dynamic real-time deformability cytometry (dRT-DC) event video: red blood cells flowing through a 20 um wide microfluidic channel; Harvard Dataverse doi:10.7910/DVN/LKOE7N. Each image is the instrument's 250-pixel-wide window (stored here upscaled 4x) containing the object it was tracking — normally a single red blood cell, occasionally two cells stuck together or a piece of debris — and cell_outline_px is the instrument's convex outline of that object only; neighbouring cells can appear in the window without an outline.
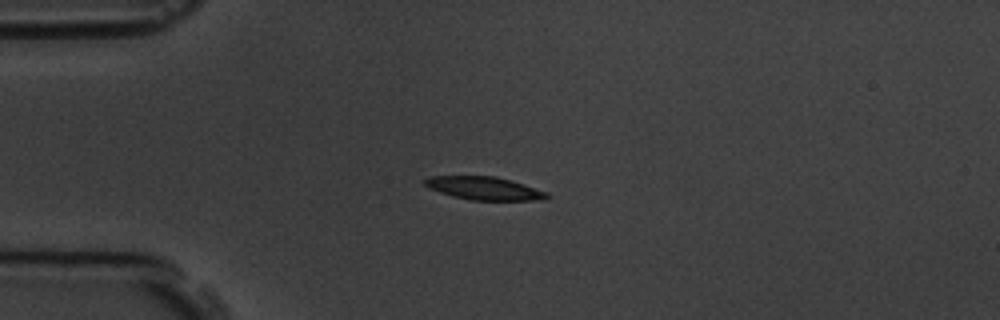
{"species": "common noctule bat (a hibernating species)", "species_latin": "Nyctalus noctula", "temperature_condition": "room temperature", "stored_images_in_passage": 5, "camera_frame_rate_fps": 3000, "um_per_image_px": 0.085, "animal": {"sex": "male", "body_mass_g": 19.5, "forearm_length_mm": 54.6}, "frame": {"image": 1, "passage_image": 1, "time_ms": 0.0, "image_size_px": [1000, 320], "cell_outline_px": [[548, 196], [544, 200], [472, 200], [452, 196], [428, 188], [420, 180], [428, 176], [496, 176], [524, 184], [548, 192]], "centroid_in_image_um": [41.11, 16.0], "position_along_channel_um": 43.9, "area_um2": 16.53}}
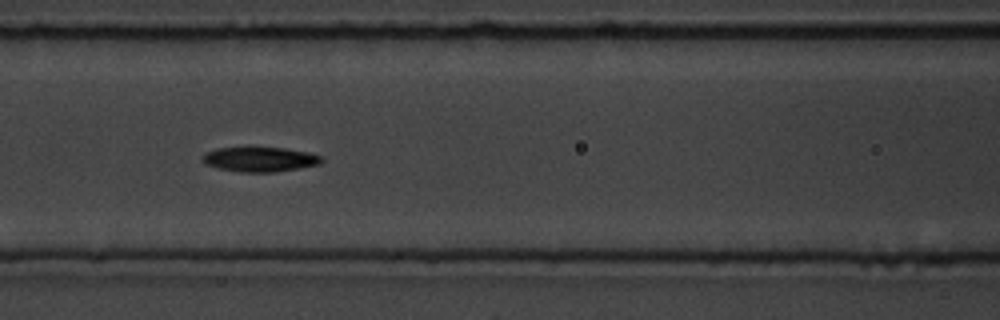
{"frame": {"image": 2, "passage_image": 4, "time_ms": 3.333, "image_size_px": [1000, 320], "cell_outline_px": [[324, 160], [320, 164], [300, 168], [276, 172], [240, 172], [220, 168], [204, 164], [200, 160], [208, 152], [220, 148], [252, 144], [284, 148], [308, 152], [320, 156]], "centroid_in_image_um": [22.08, 13.5], "position_along_channel_um": 144.5, "area_um2": 17.86}}
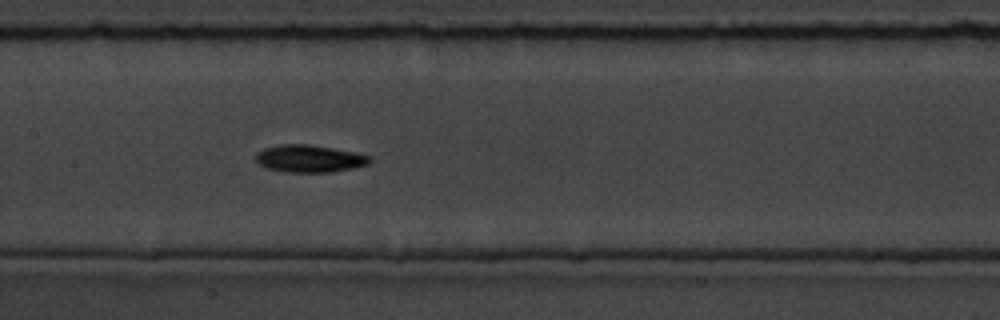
{"frame": {"image": 3, "passage_image": 5, "time_ms": 4.333, "image_size_px": [1000, 320], "cell_outline_px": [[372, 160], [368, 164], [352, 168], [332, 172], [284, 172], [268, 168], [260, 164], [256, 160], [256, 152], [264, 148], [280, 144], [308, 144], [356, 152], [368, 156]], "centroid_in_image_um": [26.29, 13.48], "position_along_channel_um": 181.1, "area_um2": 18.09}}